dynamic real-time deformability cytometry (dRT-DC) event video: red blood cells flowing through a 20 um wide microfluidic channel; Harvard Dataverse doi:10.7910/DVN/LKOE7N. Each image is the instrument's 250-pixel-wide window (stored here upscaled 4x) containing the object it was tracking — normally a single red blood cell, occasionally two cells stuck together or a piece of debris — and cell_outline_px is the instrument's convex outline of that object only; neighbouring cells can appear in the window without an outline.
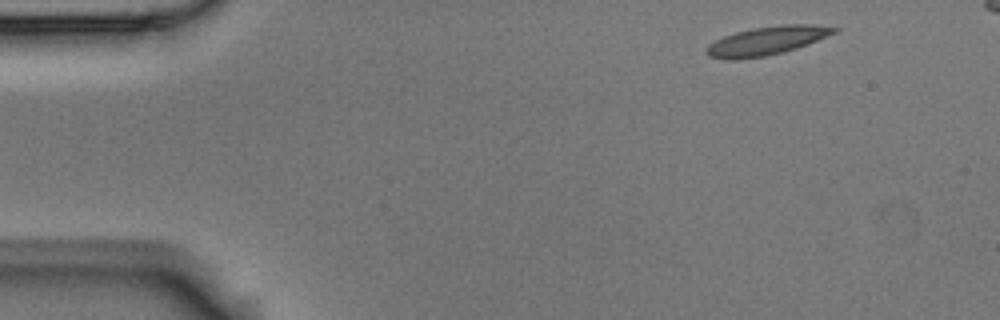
{"species": "Egyptian fruit bat (a non-hibernating species)", "species_latin": "Rousettus aegyptiacus", "temperature_condition": "room temperature", "stored_images_in_passage": 3, "camera_frame_rate_fps": 3000, "um_per_image_px": 0.085, "animal": {"sex": "male"}, "frame": {"image": 1, "passage_image": 1, "time_ms": 0.0, "image_size_px": [1000, 320], "cell_outline_px": [[840, 28], [836, 32], [808, 44], [784, 52], [764, 56], [732, 60], [728, 60], [708, 56], [704, 52], [704, 48], [708, 44], [724, 36], [736, 32], [752, 28], [780, 24], [816, 24]], "centroid_in_image_um": [65.15, 3.46], "position_along_channel_um": 19.8, "area_um2": 21.39}}